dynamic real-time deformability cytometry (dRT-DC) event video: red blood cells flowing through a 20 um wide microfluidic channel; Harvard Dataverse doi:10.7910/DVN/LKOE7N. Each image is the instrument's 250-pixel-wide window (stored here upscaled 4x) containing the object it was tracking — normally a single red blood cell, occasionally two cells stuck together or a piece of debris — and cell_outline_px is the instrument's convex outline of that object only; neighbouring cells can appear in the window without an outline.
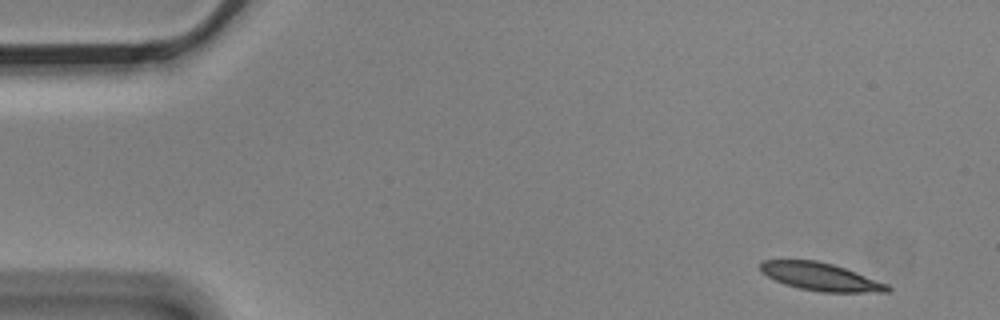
{"species": "Egyptian fruit bat (a non-hibernating species)", "species_latin": "Rousettus aegyptiacus", "temperature_condition": "cold", "stored_images_in_passage": 4, "camera_frame_rate_fps": 3000, "um_per_image_px": 0.085, "animal": {"sex": "male"}, "frame": {"image": 1, "passage_image": 1, "time_ms": 0.0, "image_size_px": [1000, 320], "cell_outline_px": [[892, 288], [888, 292], [820, 292], [800, 288], [784, 284], [760, 272], [760, 264], [764, 260], [816, 260], [832, 264], [856, 272], [888, 284]], "centroid_in_image_um": [69.75, 23.52], "position_along_channel_um": 15.2, "area_um2": 20.46}}